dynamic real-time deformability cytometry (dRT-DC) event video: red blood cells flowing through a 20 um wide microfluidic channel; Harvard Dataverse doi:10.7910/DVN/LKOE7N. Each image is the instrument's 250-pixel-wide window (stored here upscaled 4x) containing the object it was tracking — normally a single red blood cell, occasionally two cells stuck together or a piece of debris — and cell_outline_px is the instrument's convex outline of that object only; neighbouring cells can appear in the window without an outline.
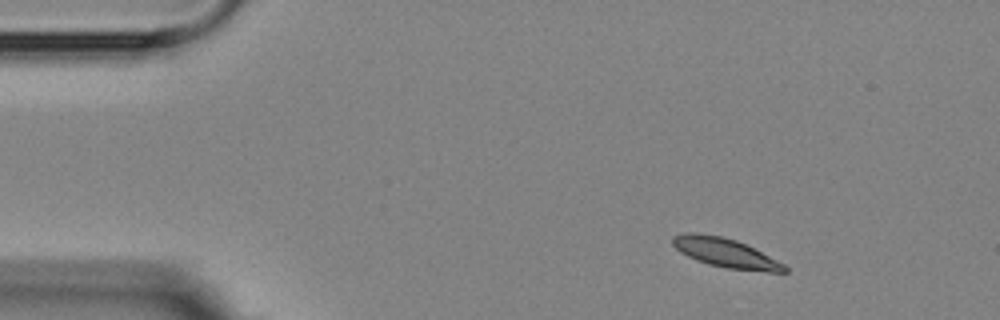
{"species": "Egyptian fruit bat (a non-hibernating species)", "species_latin": "Rousettus aegyptiacus", "temperature_condition": "room temperature", "stored_images_in_passage": 7, "camera_frame_rate_fps": 3000, "um_per_image_px": 0.085, "animal": {"sex": "female"}, "frame": {"image": 1, "passage_image": 1, "time_ms": 0.0, "image_size_px": [1000, 320], "cell_outline_px": [[788, 272], [768, 272], [728, 268], [708, 264], [696, 260], [680, 252], [672, 244], [672, 236], [688, 232], [696, 232], [720, 236], [736, 240], [784, 264], [788, 268]], "centroid_in_image_um": [61.63, 21.49], "position_along_channel_um": 23.4, "area_um2": 18.79}}
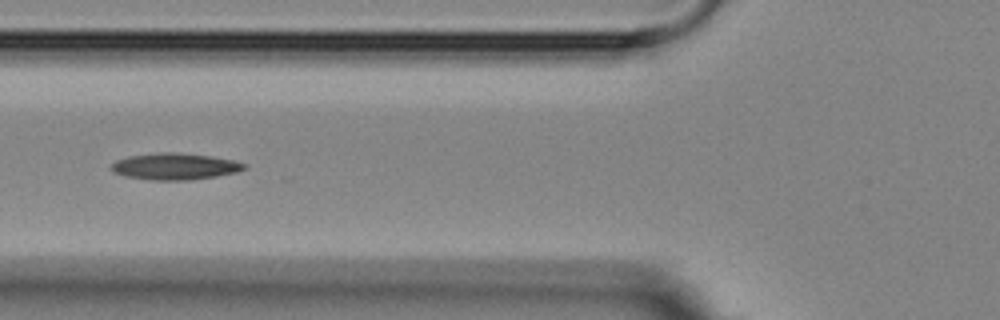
{"frame": {"image": 2, "passage_image": 5, "time_ms": 4.667, "image_size_px": [1000, 320], "cell_outline_px": [[248, 168], [236, 172], [216, 176], [192, 180], [148, 180], [124, 176], [112, 172], [108, 168], [116, 160], [128, 156], [164, 152], [172, 152], [208, 156], [232, 160], [248, 164]], "centroid_in_image_um": [14.83, 14.16], "position_along_channel_um": 111.0, "area_um2": 20.63}}
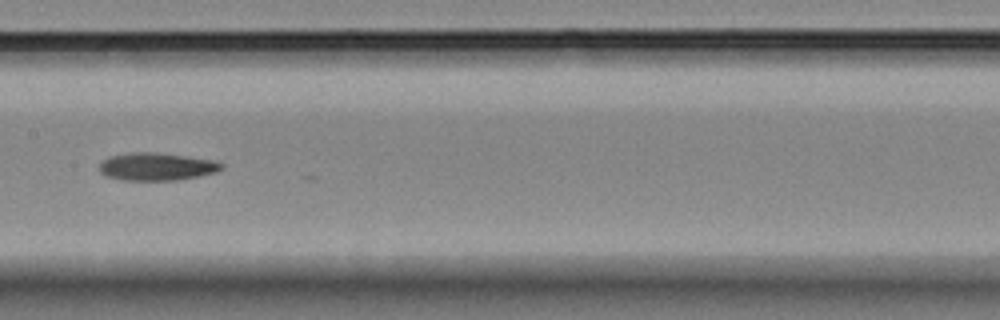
{"frame": {"image": 3, "passage_image": 7, "time_ms": 7.0, "image_size_px": [1000, 320], "cell_outline_px": [[224, 168], [216, 172], [176, 180], [124, 180], [104, 176], [100, 172], [100, 164], [108, 156], [128, 152], [156, 152], [212, 160], [224, 164]], "centroid_in_image_um": [13.28, 14.15], "position_along_channel_um": 194.1, "area_um2": 19.65}}